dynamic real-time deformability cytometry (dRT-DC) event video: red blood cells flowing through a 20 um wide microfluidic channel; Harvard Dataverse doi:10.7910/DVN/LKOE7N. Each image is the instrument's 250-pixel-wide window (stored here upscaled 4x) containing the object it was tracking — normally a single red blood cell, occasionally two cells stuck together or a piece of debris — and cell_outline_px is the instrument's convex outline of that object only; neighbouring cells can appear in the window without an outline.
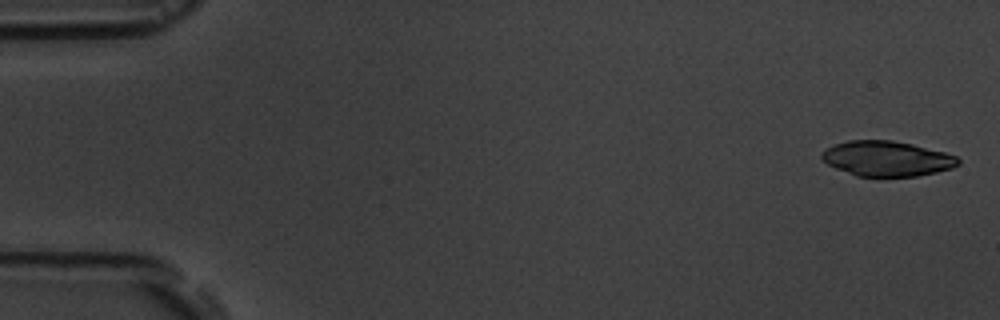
{"species": "common noctule bat (a hibernating species)", "species_latin": "Nyctalus noctula", "temperature_condition": "room temperature", "stored_images_in_passage": 4, "camera_frame_rate_fps": 3000, "um_per_image_px": 0.085, "animal": {"sex": "male", "body_mass_g": 19.5, "forearm_length_mm": 54.6}, "frame": {"image": 1, "passage_image": 1, "time_ms": 0.0, "image_size_px": [1000, 320], "cell_outline_px": [[960, 164], [952, 168], [936, 172], [916, 176], [856, 176], [836, 168], [828, 164], [820, 156], [820, 152], [836, 144], [848, 140], [892, 140], [912, 144], [944, 152], [956, 156], [960, 160]], "centroid_in_image_um": [75.39, 13.48], "position_along_channel_um": 9.6, "area_um2": 27.8}}